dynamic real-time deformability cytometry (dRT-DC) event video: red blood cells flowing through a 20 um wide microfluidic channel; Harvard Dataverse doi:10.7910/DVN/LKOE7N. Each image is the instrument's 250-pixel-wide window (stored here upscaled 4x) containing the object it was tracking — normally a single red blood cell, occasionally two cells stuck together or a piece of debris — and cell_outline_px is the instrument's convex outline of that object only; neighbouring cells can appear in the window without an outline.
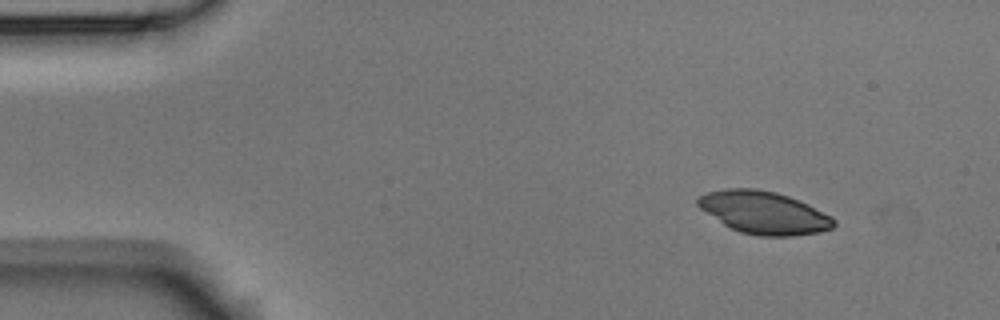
{"species": "Egyptian fruit bat (a non-hibernating species)", "species_latin": "Rousettus aegyptiacus", "temperature_condition": "room temperature", "stored_images_in_passage": 4, "camera_frame_rate_fps": 3000, "um_per_image_px": 0.085, "animal": {"sex": "male"}, "frame": {"image": 1, "passage_image": 1, "time_ms": 0.0, "image_size_px": [1000, 320], "cell_outline_px": [[836, 224], [832, 228], [820, 232], [792, 236], [760, 236], [740, 232], [724, 224], [700, 208], [696, 204], [696, 200], [700, 196], [708, 192], [724, 188], [756, 188], [776, 192], [800, 200], [832, 216], [836, 220]], "centroid_in_image_um": [64.96, 18.06], "position_along_channel_um": 20.0, "area_um2": 33.76}}